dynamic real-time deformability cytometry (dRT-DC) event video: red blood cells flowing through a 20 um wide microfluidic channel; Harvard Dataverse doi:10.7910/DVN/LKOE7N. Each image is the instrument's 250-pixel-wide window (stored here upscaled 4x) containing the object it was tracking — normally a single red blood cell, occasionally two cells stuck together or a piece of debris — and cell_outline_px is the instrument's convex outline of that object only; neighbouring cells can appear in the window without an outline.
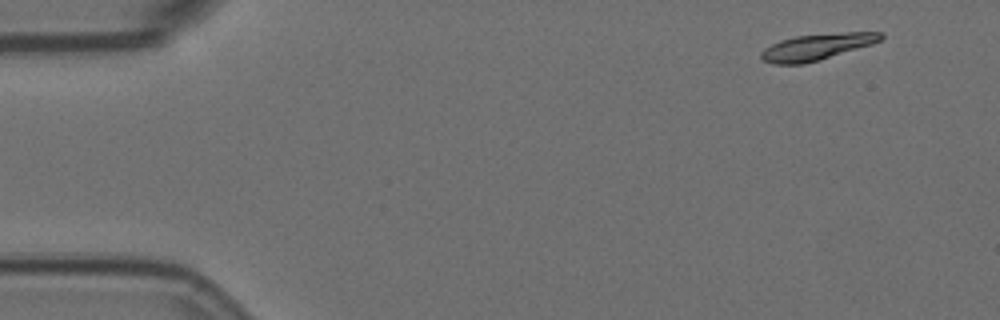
{"species": "Egyptian fruit bat (a non-hibernating species)", "species_latin": "Rousettus aegyptiacus", "temperature_condition": "room temperature", "stored_images_in_passage": 2, "camera_frame_rate_fps": 3000, "um_per_image_px": 0.085, "animal": {"sex": "female"}, "frame": {"image": 1, "passage_image": 2, "time_ms": 0.333, "image_size_px": [1000, 320], "cell_outline_px": [[884, 36], [880, 40], [872, 44], [804, 64], [772, 64], [764, 60], [760, 56], [760, 52], [764, 48], [780, 40], [796, 36], [844, 32], [884, 32]], "centroid_in_image_um": [69.41, 3.98], "position_along_channel_um": 15.6, "area_um2": 18.15}}